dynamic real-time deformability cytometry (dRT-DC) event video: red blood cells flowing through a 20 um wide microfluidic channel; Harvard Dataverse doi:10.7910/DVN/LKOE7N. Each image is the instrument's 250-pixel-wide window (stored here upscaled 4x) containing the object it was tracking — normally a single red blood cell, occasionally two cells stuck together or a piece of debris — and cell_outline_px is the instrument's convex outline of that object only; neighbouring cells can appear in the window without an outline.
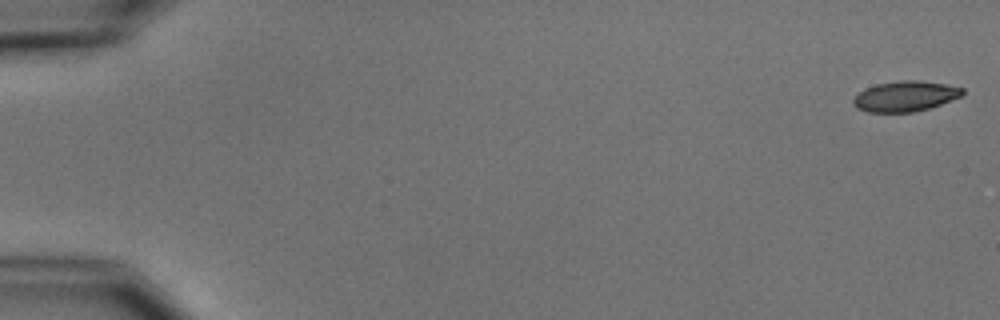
{"species": "common noctule bat (a hibernating species)", "species_latin": "Nyctalus noctula", "temperature_condition": "cold", "stored_images_in_passage": 8, "camera_frame_rate_fps": 3000, "um_per_image_px": 0.085, "animal": {"sex": "male", "body_mass_g": 15.6}, "frame": {"image": 1, "passage_image": 1, "time_ms": 0.0, "image_size_px": [1000, 320], "cell_outline_px": [[964, 92], [960, 96], [940, 104], [928, 108], [912, 112], [868, 112], [856, 108], [852, 104], [852, 100], [864, 88], [876, 84], [900, 80], [920, 80], [944, 84], [964, 88]], "centroid_in_image_um": [76.9, 8.17], "position_along_channel_um": 8.1, "area_um2": 19.25}}
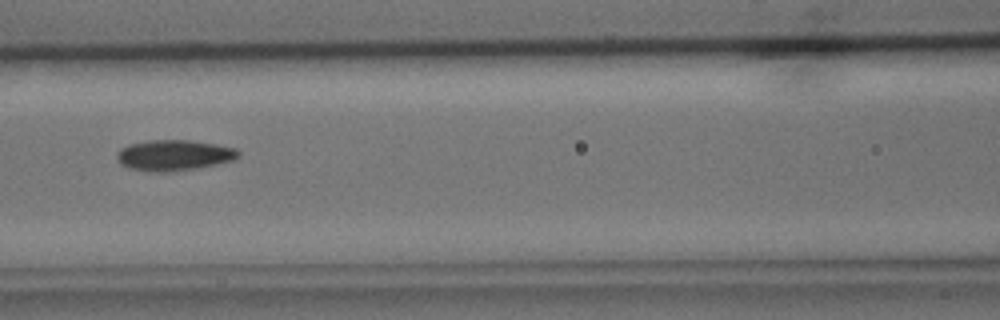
{"frame": {"image": 2, "passage_image": 7, "time_ms": 8.0, "image_size_px": [1000, 320], "cell_outline_px": [[240, 156], [232, 160], [216, 164], [196, 168], [168, 172], [148, 172], [128, 168], [120, 164], [116, 160], [116, 152], [120, 148], [128, 144], [148, 140], [188, 140], [216, 144], [236, 148], [240, 152]], "centroid_in_image_um": [14.73, 13.2], "position_along_channel_um": 151.9, "area_um2": 22.02}}
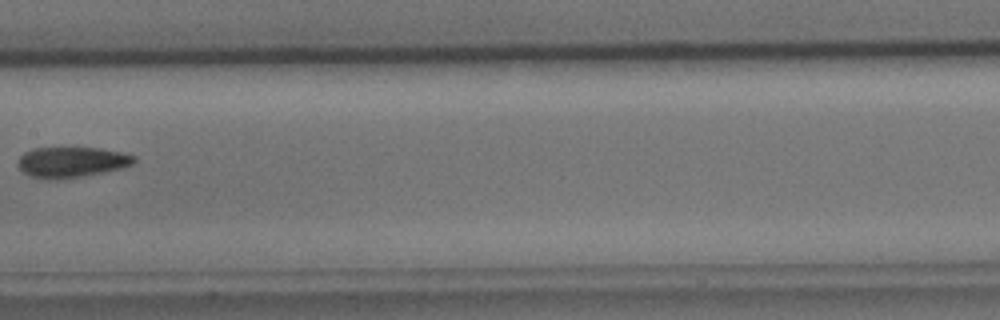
{"frame": {"image": 3, "passage_image": 8, "time_ms": 9.333, "image_size_px": [1000, 320], "cell_outline_px": [[136, 160], [132, 164], [120, 168], [80, 176], [56, 180], [48, 180], [32, 176], [24, 172], [16, 164], [20, 156], [24, 152], [32, 148], [100, 148], [120, 152], [136, 156]], "centroid_in_image_um": [6.04, 13.77], "position_along_channel_um": 201.4, "area_um2": 20.46}}